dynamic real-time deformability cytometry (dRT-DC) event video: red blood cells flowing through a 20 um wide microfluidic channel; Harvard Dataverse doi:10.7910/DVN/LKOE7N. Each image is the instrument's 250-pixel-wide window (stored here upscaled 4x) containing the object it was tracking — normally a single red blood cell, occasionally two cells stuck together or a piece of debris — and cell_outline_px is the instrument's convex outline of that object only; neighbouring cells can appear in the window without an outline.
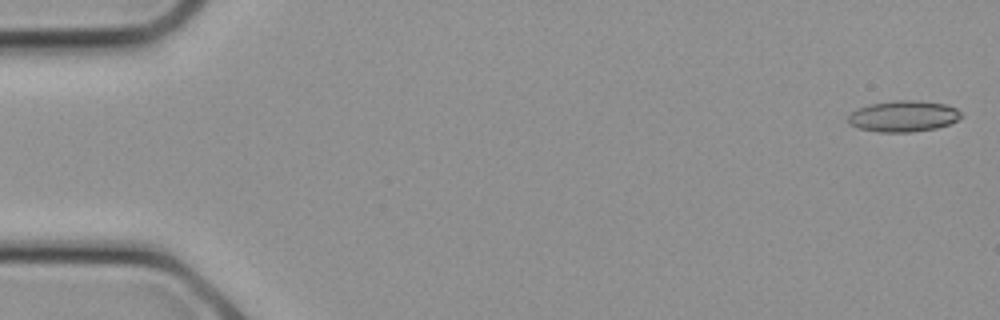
{"species": "common noctule bat (a hibernating species)", "species_latin": "Nyctalus noctula", "temperature_condition": "cold", "stored_images_in_passage": 16, "camera_frame_rate_fps": 3000, "um_per_image_px": 0.085, "animal": {"sex": "female", "body_mass_g": 21.9}, "frame": {"image": 1, "passage_image": 1, "time_ms": 0.0, "image_size_px": [1000, 320], "cell_outline_px": [[964, 116], [948, 124], [936, 128], [912, 132], [876, 132], [860, 128], [848, 124], [848, 116], [856, 108], [868, 104], [896, 100], [920, 100], [948, 104], [956, 108]], "centroid_in_image_um": [76.78, 9.86], "position_along_channel_um": 8.2, "area_um2": 20.75}}
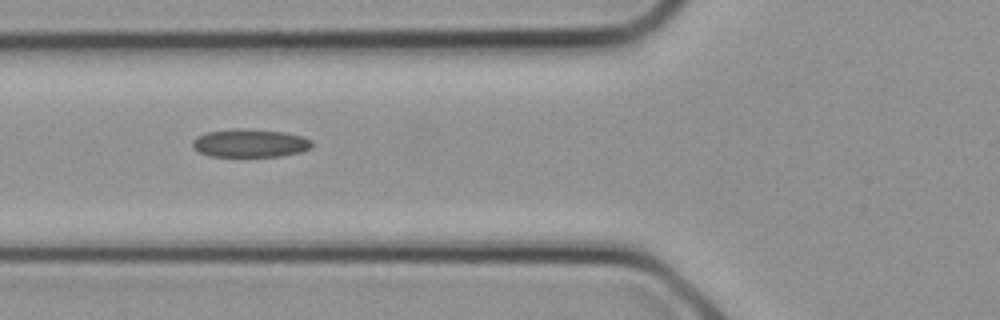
{"frame": {"image": 2, "passage_image": 10, "time_ms": 3.0, "image_size_px": [1000, 320], "cell_outline_px": [[312, 148], [300, 152], [280, 156], [208, 156], [196, 152], [192, 148], [192, 140], [196, 136], [208, 132], [236, 128], [240, 128], [284, 132], [300, 136], [312, 140]], "centroid_in_image_um": [21.2, 12.17], "position_along_channel_um": 104.6, "area_um2": 19.71}}
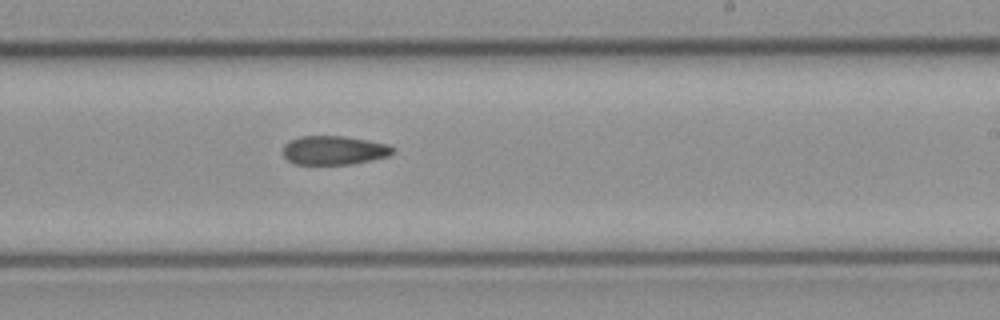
{"frame": {"image": 3, "passage_image": 16, "time_ms": 5.0, "image_size_px": [1000, 320], "cell_outline_px": [[396, 152], [388, 156], [372, 160], [352, 164], [292, 164], [280, 152], [284, 144], [288, 140], [300, 136], [344, 136], [368, 140], [388, 144], [396, 148]], "centroid_in_image_um": [28.37, 12.77], "position_along_channel_um": 260.6, "area_um2": 18.9}}